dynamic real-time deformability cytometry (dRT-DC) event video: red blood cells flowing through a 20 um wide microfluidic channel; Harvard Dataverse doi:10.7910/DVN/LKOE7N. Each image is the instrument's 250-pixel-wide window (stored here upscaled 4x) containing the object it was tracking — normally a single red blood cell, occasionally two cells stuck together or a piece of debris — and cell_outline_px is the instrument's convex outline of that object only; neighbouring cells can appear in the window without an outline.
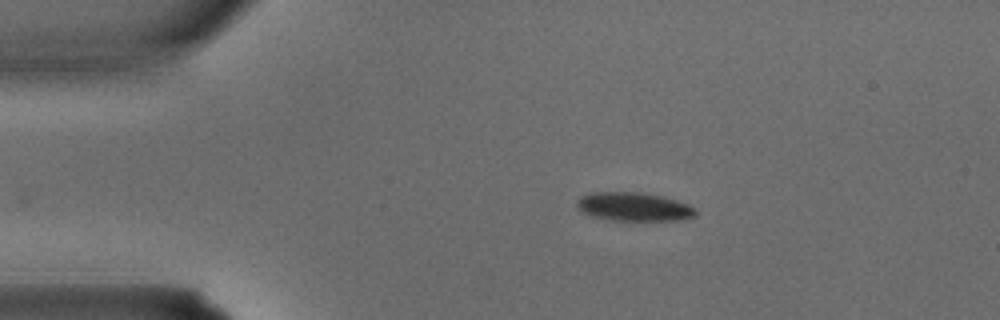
{"species": "common noctule bat (a hibernating species)", "species_latin": "Nyctalus noctula", "temperature_condition": "warm", "stored_images_in_passage": 2, "camera_frame_rate_fps": 3000, "um_per_image_px": 0.085, "animal": {"sex": "male", "body_mass_g": 15.6}, "frame": {"image": 1, "passage_image": 2, "time_ms": 0.333, "image_size_px": [1000, 320], "cell_outline_px": [[696, 216], [680, 220], [612, 220], [592, 216], [580, 212], [576, 204], [576, 200], [580, 196], [592, 192], [636, 192], [660, 196], [676, 200], [688, 204], [696, 208]], "centroid_in_image_um": [53.84, 17.57], "position_along_channel_um": 31.2, "area_um2": 19.83}}